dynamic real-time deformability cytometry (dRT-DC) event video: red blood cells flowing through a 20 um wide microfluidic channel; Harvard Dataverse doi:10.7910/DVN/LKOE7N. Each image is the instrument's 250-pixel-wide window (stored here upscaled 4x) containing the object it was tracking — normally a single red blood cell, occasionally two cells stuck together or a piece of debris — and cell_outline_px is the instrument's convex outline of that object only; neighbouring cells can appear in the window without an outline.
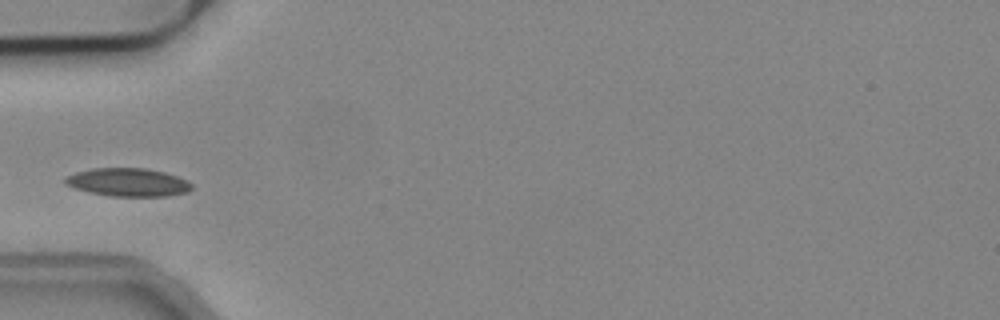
{"species": "common noctule bat (a hibernating species)", "species_latin": "Nyctalus noctula", "temperature_condition": "cold", "stored_images_in_passage": 21, "camera_frame_rate_fps": 3000, "um_per_image_px": 0.085, "animal": {"sex": "male", "body_mass_g": 19.2, "forearm_length_mm": 51.8}, "frame": {"image": 1, "passage_image": 1, "time_ms": 0.0, "image_size_px": [1000, 320], "cell_outline_px": [[192, 188], [188, 192], [168, 196], [112, 196], [92, 192], [76, 188], [64, 184], [64, 180], [68, 176], [76, 172], [92, 168], [144, 168], [164, 172], [188, 180], [192, 184]], "centroid_in_image_um": [10.92, 15.49], "position_along_channel_um": 74.1, "area_um2": 20.63}}
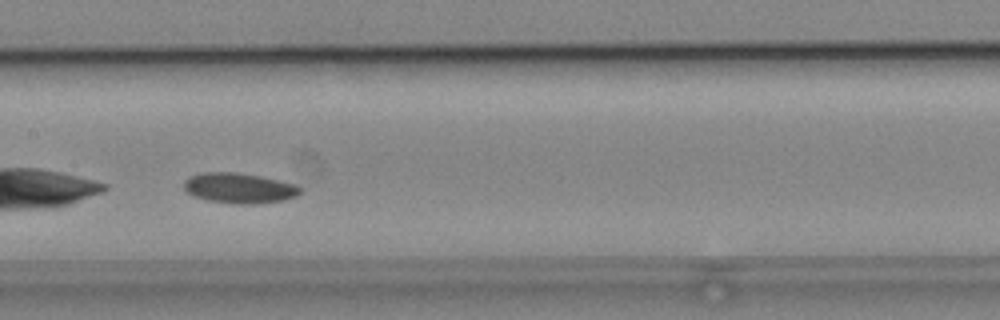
{"frame": {"image": 2, "passage_image": 10, "time_ms": 3.0, "image_size_px": [1000, 320], "cell_outline_px": [[300, 192], [296, 196], [284, 200], [256, 204], [236, 204], [208, 200], [196, 196], [188, 192], [184, 188], [184, 180], [188, 176], [200, 172], [232, 172], [260, 176], [296, 184], [300, 188]], "centroid_in_image_um": [20.32, 15.98], "position_along_channel_um": 187.1, "area_um2": 20.46}}